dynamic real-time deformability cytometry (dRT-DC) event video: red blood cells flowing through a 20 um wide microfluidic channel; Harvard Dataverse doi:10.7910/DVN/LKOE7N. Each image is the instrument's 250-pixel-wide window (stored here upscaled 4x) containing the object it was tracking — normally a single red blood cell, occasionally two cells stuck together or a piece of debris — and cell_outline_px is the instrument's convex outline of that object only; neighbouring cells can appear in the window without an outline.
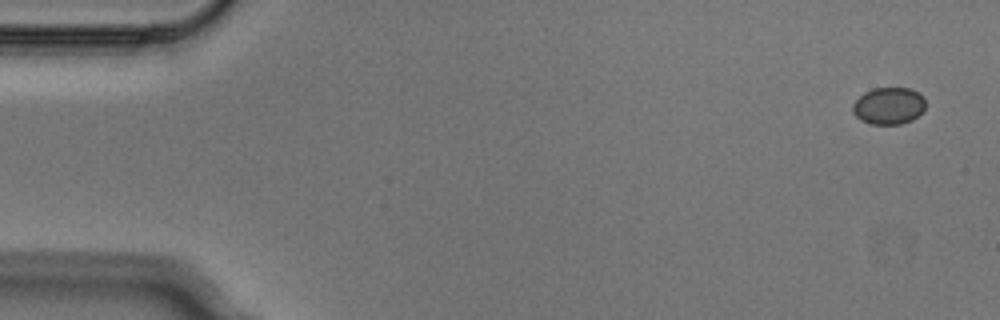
{"species": "Egyptian fruit bat (a non-hibernating species)", "species_latin": "Rousettus aegyptiacus", "temperature_condition": "cold", "stored_images_in_passage": 3, "camera_frame_rate_fps": 3000, "um_per_image_px": 0.085, "animal": {"sex": "male"}, "frame": {"image": 1, "passage_image": 1, "time_ms": 0.0, "image_size_px": [1000, 320], "cell_outline_px": [[924, 108], [912, 120], [900, 124], [872, 124], [860, 120], [852, 112], [852, 104], [864, 92], [872, 88], [908, 88], [924, 96]], "centroid_in_image_um": [75.5, 8.99], "position_along_channel_um": 9.5, "area_um2": 15.61}}